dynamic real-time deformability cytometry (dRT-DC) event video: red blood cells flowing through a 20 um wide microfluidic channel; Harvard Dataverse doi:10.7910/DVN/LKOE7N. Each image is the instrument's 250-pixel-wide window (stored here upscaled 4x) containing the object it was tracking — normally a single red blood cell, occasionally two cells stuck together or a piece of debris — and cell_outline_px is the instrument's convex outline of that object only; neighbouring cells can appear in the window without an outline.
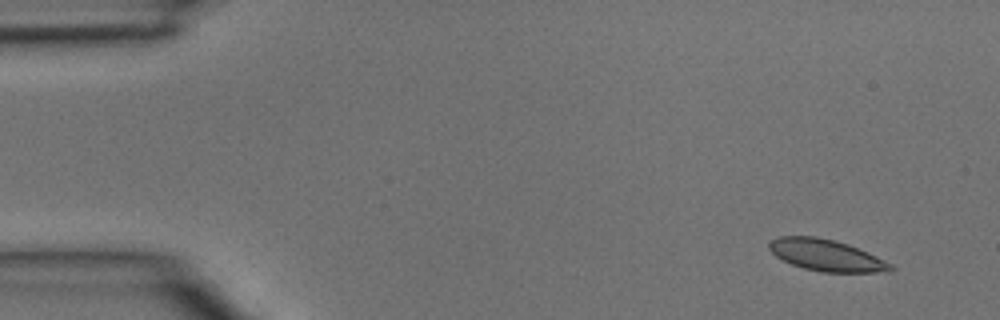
{"species": "common noctule bat (a hibernating species)", "species_latin": "Nyctalus noctula", "temperature_condition": "room temperature", "stored_images_in_passage": 38, "camera_frame_rate_fps": 3000, "um_per_image_px": 0.085, "animal": {"sex": "male", "body_mass_g": 15.6}, "frame": {"image": 1, "passage_image": 1, "time_ms": 0.0, "image_size_px": [1000, 320], "cell_outline_px": [[896, 268], [892, 272], [820, 272], [804, 268], [792, 264], [776, 256], [768, 248], [768, 244], [772, 240], [780, 236], [816, 236], [836, 240], [848, 244], [868, 252], [892, 264]], "centroid_in_image_um": [70.27, 21.7], "position_along_channel_um": 14.7, "area_um2": 22.43}}
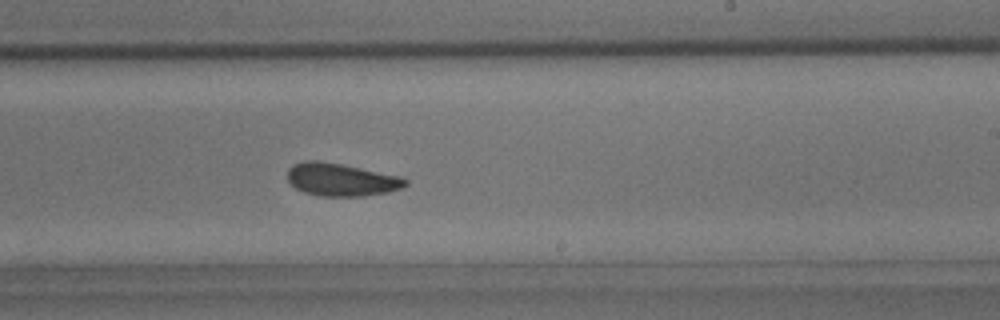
{"frame": {"image": 2, "passage_image": 22, "time_ms": 7.0, "image_size_px": [1000, 320], "cell_outline_px": [[408, 184], [404, 188], [388, 192], [364, 196], [320, 196], [304, 192], [296, 188], [288, 180], [288, 168], [292, 164], [304, 160], [316, 160], [340, 164], [400, 176], [408, 180]], "centroid_in_image_um": [29.01, 15.27], "position_along_channel_um": 260.0, "area_um2": 22.54}}
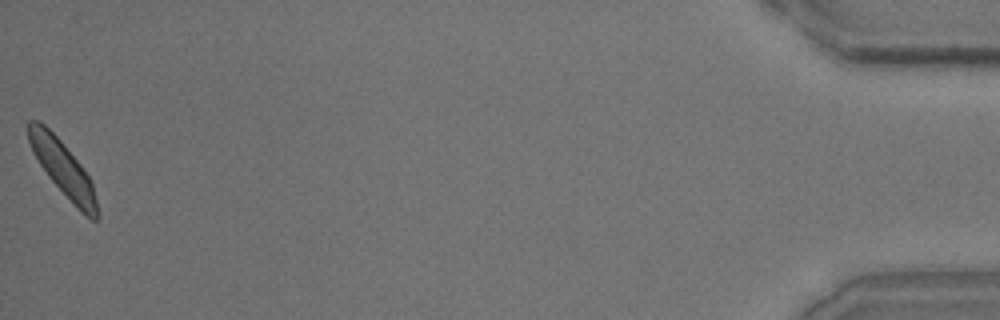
{"frame": {"image": 3, "passage_image": 38, "time_ms": 12.333, "image_size_px": [1000, 320], "cell_outline_px": [[100, 216], [96, 220], [92, 220], [80, 212], [76, 208], [48, 176], [32, 152], [28, 140], [28, 120], [40, 120], [60, 140], [80, 164], [88, 176], [92, 184], [100, 212]], "centroid_in_image_um": [5.36, 14.36], "position_along_channel_um": 429.8, "area_um2": 21.85}}